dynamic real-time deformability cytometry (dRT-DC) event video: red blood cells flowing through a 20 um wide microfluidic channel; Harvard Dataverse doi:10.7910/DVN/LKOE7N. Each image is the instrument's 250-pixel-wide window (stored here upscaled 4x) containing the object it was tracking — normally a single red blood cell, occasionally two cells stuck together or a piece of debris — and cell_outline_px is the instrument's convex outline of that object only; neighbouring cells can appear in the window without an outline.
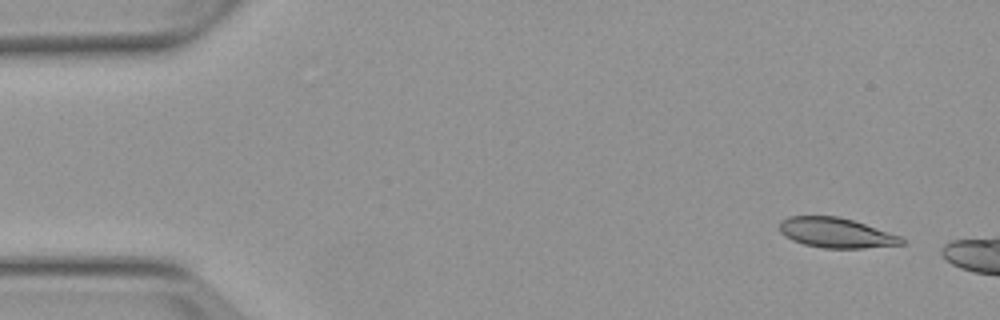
{"species": "Egyptian fruit bat (a non-hibernating species)", "species_latin": "Rousettus aegyptiacus", "temperature_condition": "warm", "stored_images_in_passage": 3, "camera_frame_rate_fps": 3000, "um_per_image_px": 0.085, "animal": {"sex": "female"}, "frame": {"image": 1, "passage_image": 1, "time_ms": 0.0, "image_size_px": [1000, 320], "cell_outline_px": [[904, 244], [864, 248], [824, 248], [804, 244], [792, 240], [784, 236], [780, 232], [780, 220], [788, 216], [836, 216], [852, 220], [900, 236], [904, 240]], "centroid_in_image_um": [71.02, 19.79], "position_along_channel_um": 14.0, "area_um2": 21.15}}